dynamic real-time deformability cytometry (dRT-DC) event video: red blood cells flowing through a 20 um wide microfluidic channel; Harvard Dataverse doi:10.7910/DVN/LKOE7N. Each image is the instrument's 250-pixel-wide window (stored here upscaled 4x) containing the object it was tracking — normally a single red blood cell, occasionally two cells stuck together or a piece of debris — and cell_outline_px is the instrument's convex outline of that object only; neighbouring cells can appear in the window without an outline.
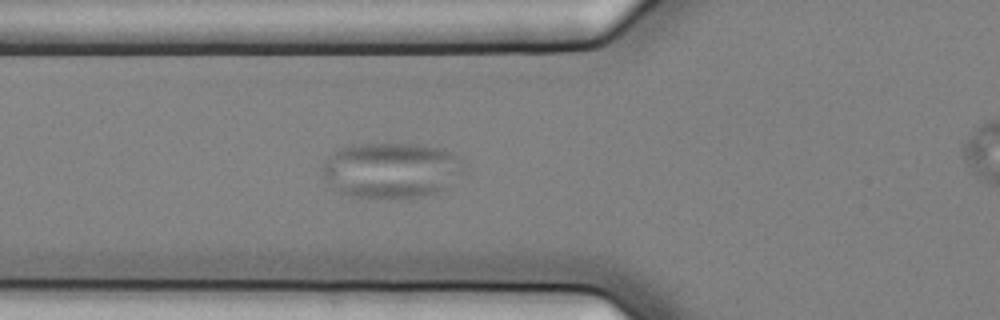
{"species": "common noctule bat (a hibernating species)", "species_latin": "Nyctalus noctula", "temperature_condition": "cold", "stored_images_in_passage": 6, "camera_frame_rate_fps": 3000, "um_per_image_px": 0.085, "animal": {"sex": "female", "body_mass_g": 25.1}, "frame": {"image": 1, "passage_image": 5, "time_ms": 1.333, "image_size_px": [1000, 320], "cell_outline_px": [[468, 172], [444, 188], [436, 192], [420, 196], [352, 196], [340, 192], [328, 184], [320, 168], [328, 156], [332, 152], [340, 148], [352, 144], [416, 144], [444, 148], [452, 152], [456, 156]], "centroid_in_image_um": [33.26, 14.43], "position_along_channel_um": 92.5, "area_um2": 45.6}}